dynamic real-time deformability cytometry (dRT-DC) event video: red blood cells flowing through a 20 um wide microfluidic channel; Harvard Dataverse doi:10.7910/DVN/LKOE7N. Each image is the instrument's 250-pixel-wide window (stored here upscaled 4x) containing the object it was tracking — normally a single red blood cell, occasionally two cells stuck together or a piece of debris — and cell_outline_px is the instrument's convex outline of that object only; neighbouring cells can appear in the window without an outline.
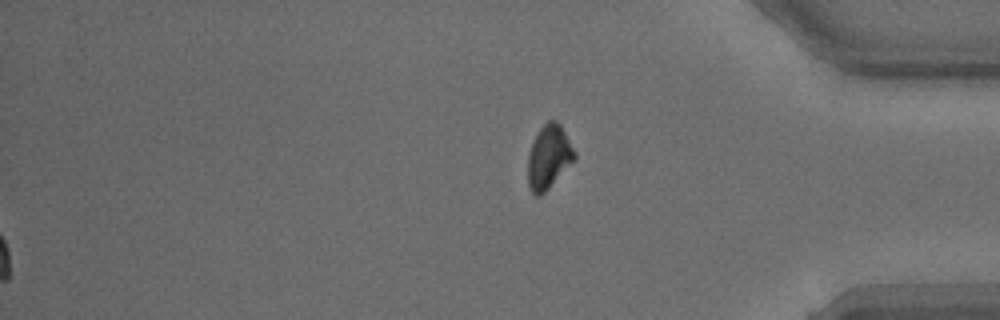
{"species": "common noctule bat (a hibernating species)", "species_latin": "Nyctalus noctula", "temperature_condition": "warm", "stored_images_in_passage": 26, "segment_of_instrument_passage": [2, 2], "camera_frame_rate_fps": 3000, "um_per_image_px": 0.085, "animal": {"sex": "male", "body_mass_g": 15.6}, "frame": {"image": 1, "passage_image": 26, "time_ms": 8.333, "image_size_px": [1000, 320], "cell_outline_px": [[576, 160], [540, 196], [536, 196], [532, 192], [528, 184], [528, 152], [532, 140], [536, 132], [548, 120], [556, 120], [560, 124], [576, 152]], "centroid_in_image_um": [46.65, 13.32], "position_along_channel_um": 388.6, "area_um2": 17.51}}